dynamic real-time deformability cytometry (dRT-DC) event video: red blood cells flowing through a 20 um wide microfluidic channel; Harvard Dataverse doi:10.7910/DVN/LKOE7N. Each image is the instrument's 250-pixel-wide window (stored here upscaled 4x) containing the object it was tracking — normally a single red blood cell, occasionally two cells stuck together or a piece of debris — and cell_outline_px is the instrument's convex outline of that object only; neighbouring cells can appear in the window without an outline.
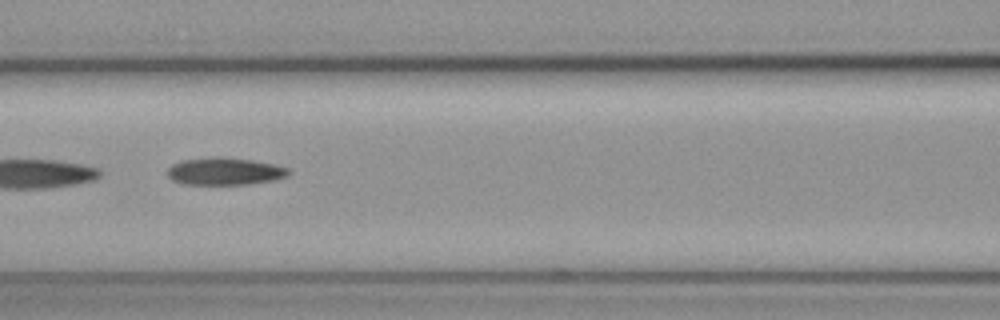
{"species": "common noctule bat (a hibernating species)", "species_latin": "Nyctalus noctula", "temperature_condition": "cold", "stored_images_in_passage": 13, "camera_frame_rate_fps": 3000, "um_per_image_px": 0.085, "animal": {"sex": "female", "body_mass_g": 19.3, "forearm_length_mm": 54.1}, "frame": {"image": 1, "passage_image": 6, "time_ms": 1.667, "image_size_px": [1000, 320], "cell_outline_px": [[288, 176], [272, 180], [248, 184], [184, 184], [172, 180], [168, 176], [168, 168], [172, 164], [184, 160], [212, 156], [220, 156], [252, 160], [276, 164], [288, 168]], "centroid_in_image_um": [19.09, 14.55], "position_along_channel_um": 147.5, "area_um2": 19.31}}
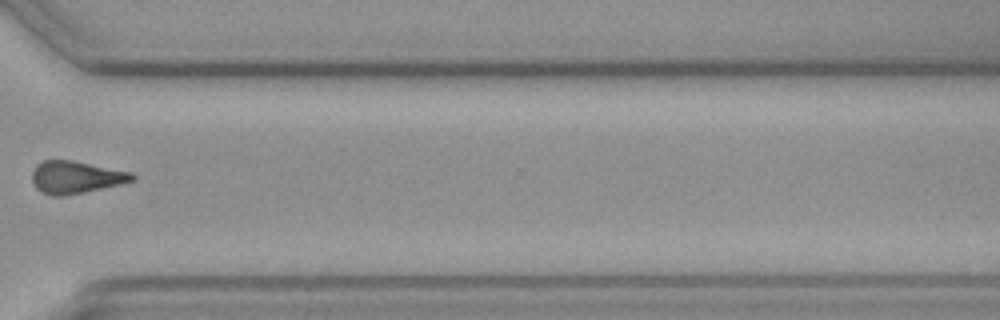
{"frame": {"image": 2, "passage_image": 11, "time_ms": 3.333, "image_size_px": [1000, 320], "cell_outline_px": [[136, 180], [120, 184], [84, 192], [64, 196], [52, 196], [40, 192], [32, 184], [32, 172], [36, 164], [44, 160], [72, 160], [132, 172], [136, 176]], "centroid_in_image_um": [6.43, 15.07], "position_along_channel_um": 364.2, "area_um2": 19.07}}